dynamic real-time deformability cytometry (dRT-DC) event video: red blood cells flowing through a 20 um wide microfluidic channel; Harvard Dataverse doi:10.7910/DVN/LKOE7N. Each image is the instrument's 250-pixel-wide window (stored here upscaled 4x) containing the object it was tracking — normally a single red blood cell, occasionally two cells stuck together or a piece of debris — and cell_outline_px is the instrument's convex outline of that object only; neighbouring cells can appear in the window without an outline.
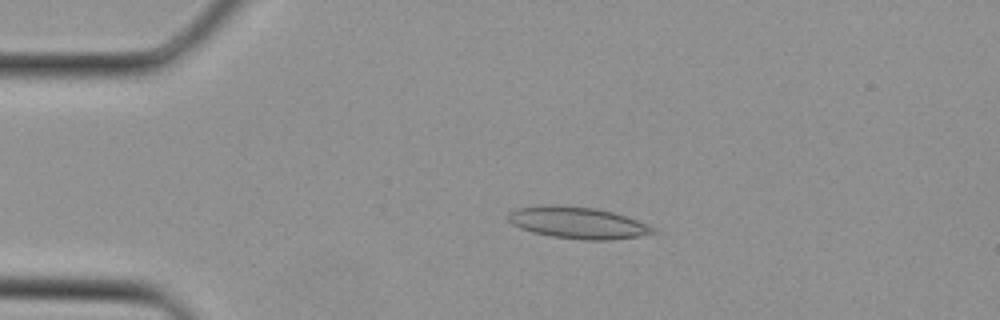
{"species": "Egyptian fruit bat (a non-hibernating species)", "species_latin": "Rousettus aegyptiacus", "temperature_condition": "cold", "stored_images_in_passage": 29, "camera_frame_rate_fps": 3000, "um_per_image_px": 0.085, "animal": {"sex": "female"}, "frame": {"image": 1, "passage_image": 1, "time_ms": 0.0, "image_size_px": [1000, 320], "cell_outline_px": [[656, 232], [640, 236], [608, 240], [584, 240], [552, 236], [532, 232], [520, 228], [512, 224], [508, 220], [508, 212], [516, 208], [596, 208], [612, 212], [636, 220], [656, 228]], "centroid_in_image_um": [49.16, 18.99], "position_along_channel_um": 35.8, "area_um2": 25.49}}
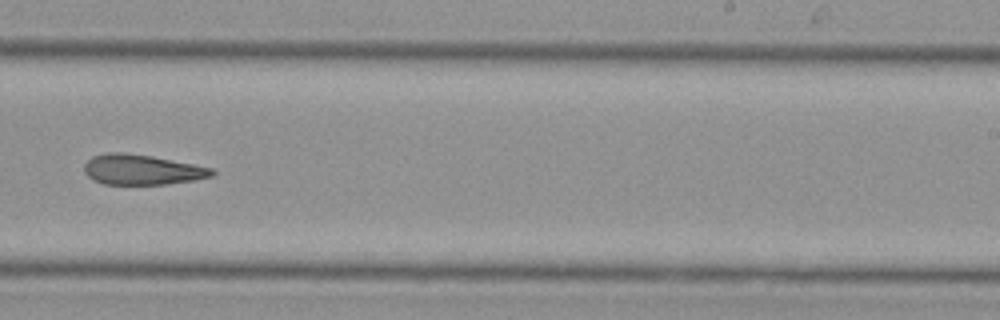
{"frame": {"image": 2, "passage_image": 16, "time_ms": 5.0, "image_size_px": [1000, 320], "cell_outline_px": [[216, 172], [212, 176], [196, 180], [164, 184], [104, 184], [92, 180], [84, 172], [84, 164], [92, 156], [108, 152], [124, 152], [152, 156], [212, 168]], "centroid_in_image_um": [12.04, 14.42], "position_along_channel_um": 277.0, "area_um2": 22.48}}
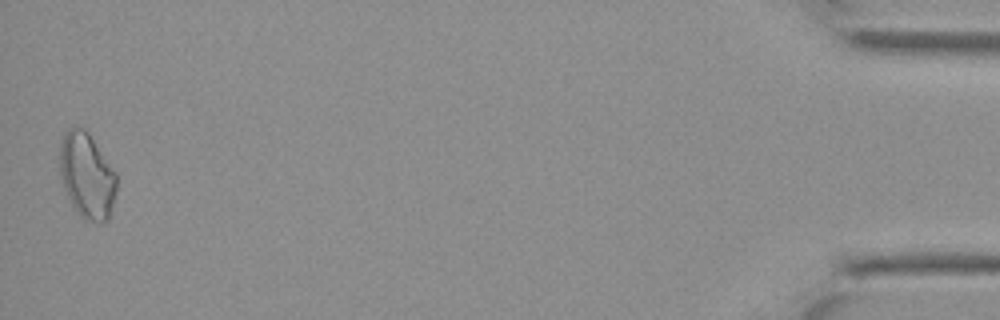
{"frame": {"image": 3, "passage_image": 29, "time_ms": 9.333, "image_size_px": [1000, 320], "cell_outline_px": [[116, 192], [108, 220], [100, 224], [84, 220], [72, 204], [64, 188], [60, 176], [60, 148], [64, 136], [68, 128], [84, 128], [88, 132], [116, 172]], "centroid_in_image_um": [7.4, 14.96], "position_along_channel_um": 427.8, "area_um2": 28.15}}